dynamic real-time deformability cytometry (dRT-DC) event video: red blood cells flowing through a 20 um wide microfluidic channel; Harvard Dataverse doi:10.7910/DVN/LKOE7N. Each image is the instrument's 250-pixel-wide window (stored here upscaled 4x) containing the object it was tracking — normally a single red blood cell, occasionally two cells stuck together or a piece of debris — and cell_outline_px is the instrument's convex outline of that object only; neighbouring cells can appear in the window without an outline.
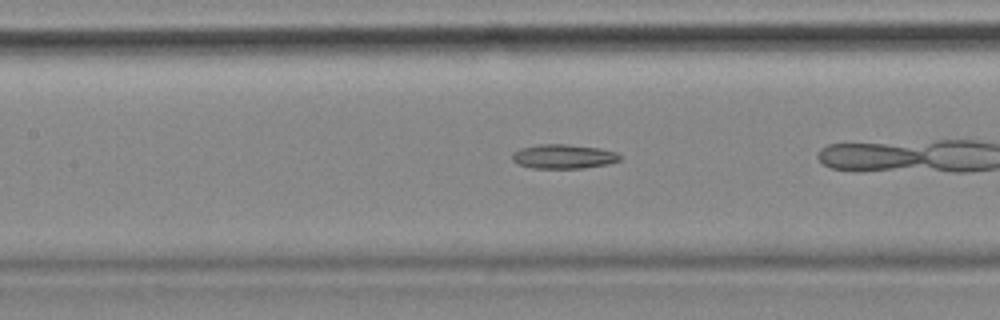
{"species": "common noctule bat (a hibernating species)", "species_latin": "Nyctalus noctula", "temperature_condition": "cold", "stored_images_in_passage": 28, "camera_frame_rate_fps": 3000, "um_per_image_px": 0.085, "animal": {"sex": "female", "body_mass_g": 18.4}, "frame": {"image": 1, "passage_image": 9, "time_ms": 2.667, "image_size_px": [1000, 320], "cell_outline_px": [[620, 160], [608, 164], [584, 168], [532, 168], [520, 164], [512, 160], [512, 152], [520, 148], [540, 144], [568, 144], [600, 148], [616, 152], [620, 156]], "centroid_in_image_um": [47.89, 13.29], "position_along_channel_um": 159.5, "area_um2": 15.26}}